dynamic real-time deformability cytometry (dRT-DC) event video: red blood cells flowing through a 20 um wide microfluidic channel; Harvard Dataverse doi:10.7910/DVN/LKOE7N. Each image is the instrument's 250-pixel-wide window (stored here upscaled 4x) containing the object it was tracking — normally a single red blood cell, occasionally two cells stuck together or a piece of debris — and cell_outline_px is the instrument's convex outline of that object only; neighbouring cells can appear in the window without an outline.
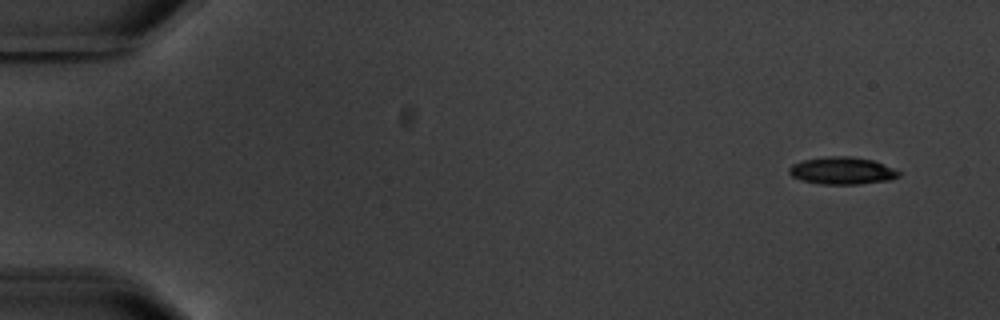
{"species": "common noctule bat (a hibernating species)", "species_latin": "Nyctalus noctula", "temperature_condition": "warm", "stored_images_in_passage": 5, "camera_frame_rate_fps": 3000, "um_per_image_px": 0.085, "animal": {"sex": "male", "body_mass_g": 20.1, "forearm_length_mm": 53.5}, "frame": {"image": 1, "passage_image": 1, "time_ms": 0.0, "image_size_px": [1000, 320], "cell_outline_px": [[900, 176], [892, 180], [860, 184], [820, 184], [800, 180], [792, 176], [788, 172], [788, 168], [792, 164], [800, 160], [828, 156], [852, 156], [872, 160], [892, 168], [900, 172]], "centroid_in_image_um": [71.55, 14.51], "position_along_channel_um": 13.5, "area_um2": 17.63}}
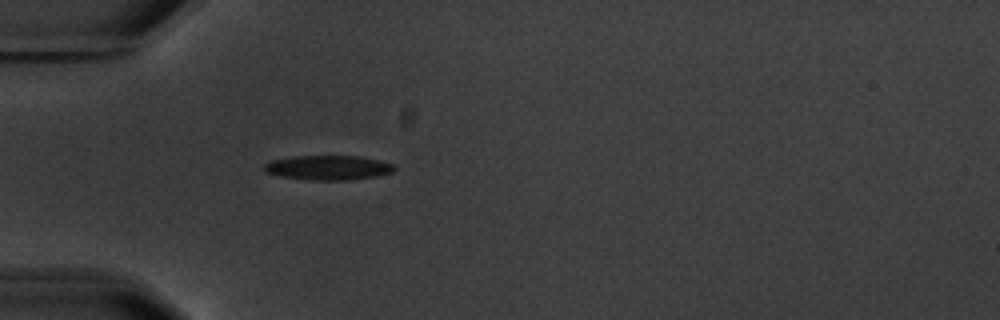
{"frame": {"image": 2, "passage_image": 5, "time_ms": 4.667, "image_size_px": [1000, 320], "cell_outline_px": [[396, 168], [392, 172], [376, 176], [348, 180], [312, 180], [280, 176], [264, 172], [264, 164], [272, 160], [292, 156], [360, 156], [380, 160], [392, 164]], "centroid_in_image_um": [27.88, 14.24], "position_along_channel_um": 57.1, "area_um2": 18.61}}